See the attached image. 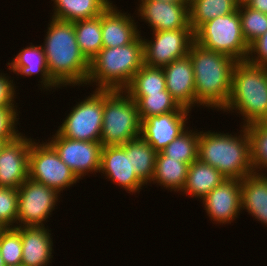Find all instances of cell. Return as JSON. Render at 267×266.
Instances as JSON below:
<instances>
[{"label":"cell","instance_id":"6da1fadb","mask_svg":"<svg viewBox=\"0 0 267 266\" xmlns=\"http://www.w3.org/2000/svg\"><path fill=\"white\" fill-rule=\"evenodd\" d=\"M46 33L42 48L52 80L60 89L86 86L89 61L79 49L73 22L51 18Z\"/></svg>","mask_w":267,"mask_h":266},{"label":"cell","instance_id":"7a4b0ae2","mask_svg":"<svg viewBox=\"0 0 267 266\" xmlns=\"http://www.w3.org/2000/svg\"><path fill=\"white\" fill-rule=\"evenodd\" d=\"M188 56L194 70L196 105L221 111L231 94L236 60L205 49L195 41L190 46Z\"/></svg>","mask_w":267,"mask_h":266},{"label":"cell","instance_id":"3957f363","mask_svg":"<svg viewBox=\"0 0 267 266\" xmlns=\"http://www.w3.org/2000/svg\"><path fill=\"white\" fill-rule=\"evenodd\" d=\"M240 134L200 131L198 159L216 168L226 179L242 180L252 174L250 138L245 126Z\"/></svg>","mask_w":267,"mask_h":266},{"label":"cell","instance_id":"277c9868","mask_svg":"<svg viewBox=\"0 0 267 266\" xmlns=\"http://www.w3.org/2000/svg\"><path fill=\"white\" fill-rule=\"evenodd\" d=\"M144 65V42L140 35L130 44L103 47L89 62L86 85L95 89L124 90Z\"/></svg>","mask_w":267,"mask_h":266},{"label":"cell","instance_id":"5b68a950","mask_svg":"<svg viewBox=\"0 0 267 266\" xmlns=\"http://www.w3.org/2000/svg\"><path fill=\"white\" fill-rule=\"evenodd\" d=\"M222 111L237 112L244 120L243 126L267 121V68L248 60L236 61L231 94Z\"/></svg>","mask_w":267,"mask_h":266},{"label":"cell","instance_id":"8992f818","mask_svg":"<svg viewBox=\"0 0 267 266\" xmlns=\"http://www.w3.org/2000/svg\"><path fill=\"white\" fill-rule=\"evenodd\" d=\"M137 103L124 90H104L102 146L123 145L140 136Z\"/></svg>","mask_w":267,"mask_h":266},{"label":"cell","instance_id":"52a82bcc","mask_svg":"<svg viewBox=\"0 0 267 266\" xmlns=\"http://www.w3.org/2000/svg\"><path fill=\"white\" fill-rule=\"evenodd\" d=\"M194 41L205 49L227 55L236 61L247 60L249 45L245 41L238 9L202 24L194 32Z\"/></svg>","mask_w":267,"mask_h":266},{"label":"cell","instance_id":"ba28073f","mask_svg":"<svg viewBox=\"0 0 267 266\" xmlns=\"http://www.w3.org/2000/svg\"><path fill=\"white\" fill-rule=\"evenodd\" d=\"M104 90L94 89L82 101L76 102L58 126L57 132L66 138L100 142L103 123Z\"/></svg>","mask_w":267,"mask_h":266},{"label":"cell","instance_id":"9c48e42d","mask_svg":"<svg viewBox=\"0 0 267 266\" xmlns=\"http://www.w3.org/2000/svg\"><path fill=\"white\" fill-rule=\"evenodd\" d=\"M28 178L57 190L60 194L79 179L47 142L33 141L29 150Z\"/></svg>","mask_w":267,"mask_h":266},{"label":"cell","instance_id":"30bf717a","mask_svg":"<svg viewBox=\"0 0 267 266\" xmlns=\"http://www.w3.org/2000/svg\"><path fill=\"white\" fill-rule=\"evenodd\" d=\"M18 214L16 227L45 226L49 216L57 206L60 193L46 186L27 179L18 189ZM46 221V222H45Z\"/></svg>","mask_w":267,"mask_h":266},{"label":"cell","instance_id":"8fae6325","mask_svg":"<svg viewBox=\"0 0 267 266\" xmlns=\"http://www.w3.org/2000/svg\"><path fill=\"white\" fill-rule=\"evenodd\" d=\"M152 40L143 39L144 64L151 67H164L169 63L188 56L194 42L191 28H180L152 32Z\"/></svg>","mask_w":267,"mask_h":266},{"label":"cell","instance_id":"7c38bea8","mask_svg":"<svg viewBox=\"0 0 267 266\" xmlns=\"http://www.w3.org/2000/svg\"><path fill=\"white\" fill-rule=\"evenodd\" d=\"M55 132L51 140L48 138V143L78 179L100 172L103 147L100 142L74 140Z\"/></svg>","mask_w":267,"mask_h":266},{"label":"cell","instance_id":"4fadbf2b","mask_svg":"<svg viewBox=\"0 0 267 266\" xmlns=\"http://www.w3.org/2000/svg\"><path fill=\"white\" fill-rule=\"evenodd\" d=\"M102 173L108 181L115 183L123 188L127 193H140L146 185L132 171L131 163V140L123 145L103 146L101 151V168Z\"/></svg>","mask_w":267,"mask_h":266},{"label":"cell","instance_id":"5bb4252c","mask_svg":"<svg viewBox=\"0 0 267 266\" xmlns=\"http://www.w3.org/2000/svg\"><path fill=\"white\" fill-rule=\"evenodd\" d=\"M137 17L147 22L152 32L191 28L190 3H174L159 0H138Z\"/></svg>","mask_w":267,"mask_h":266},{"label":"cell","instance_id":"9a60e30c","mask_svg":"<svg viewBox=\"0 0 267 266\" xmlns=\"http://www.w3.org/2000/svg\"><path fill=\"white\" fill-rule=\"evenodd\" d=\"M203 210L214 224H231L241 211V180L225 179L203 199ZM239 214V215H238Z\"/></svg>","mask_w":267,"mask_h":266},{"label":"cell","instance_id":"2e32d148","mask_svg":"<svg viewBox=\"0 0 267 266\" xmlns=\"http://www.w3.org/2000/svg\"><path fill=\"white\" fill-rule=\"evenodd\" d=\"M32 139L22 133L5 144L0 153V187L18 189L28 179Z\"/></svg>","mask_w":267,"mask_h":266},{"label":"cell","instance_id":"e0dca14e","mask_svg":"<svg viewBox=\"0 0 267 266\" xmlns=\"http://www.w3.org/2000/svg\"><path fill=\"white\" fill-rule=\"evenodd\" d=\"M191 112H170L141 120L140 136L156 152H161L186 128ZM188 116V117H187Z\"/></svg>","mask_w":267,"mask_h":266},{"label":"cell","instance_id":"ac0fdd59","mask_svg":"<svg viewBox=\"0 0 267 266\" xmlns=\"http://www.w3.org/2000/svg\"><path fill=\"white\" fill-rule=\"evenodd\" d=\"M162 69L166 78V90L177 103L189 110L196 107L195 78L190 57L175 60Z\"/></svg>","mask_w":267,"mask_h":266},{"label":"cell","instance_id":"d6986e66","mask_svg":"<svg viewBox=\"0 0 267 266\" xmlns=\"http://www.w3.org/2000/svg\"><path fill=\"white\" fill-rule=\"evenodd\" d=\"M111 5L101 14L103 47H117L132 43L141 33L138 22L116 5Z\"/></svg>","mask_w":267,"mask_h":266},{"label":"cell","instance_id":"ffe728a7","mask_svg":"<svg viewBox=\"0 0 267 266\" xmlns=\"http://www.w3.org/2000/svg\"><path fill=\"white\" fill-rule=\"evenodd\" d=\"M48 226H21V266H47L53 258V240Z\"/></svg>","mask_w":267,"mask_h":266},{"label":"cell","instance_id":"44dd1931","mask_svg":"<svg viewBox=\"0 0 267 266\" xmlns=\"http://www.w3.org/2000/svg\"><path fill=\"white\" fill-rule=\"evenodd\" d=\"M7 67V69L21 77L40 75L39 82L41 84L39 86L42 90L46 89V91H50L54 88L55 90L56 88H60L49 75L45 54L41 44L33 45L30 43L29 46L23 47L13 60L7 63Z\"/></svg>","mask_w":267,"mask_h":266},{"label":"cell","instance_id":"7402d4cb","mask_svg":"<svg viewBox=\"0 0 267 266\" xmlns=\"http://www.w3.org/2000/svg\"><path fill=\"white\" fill-rule=\"evenodd\" d=\"M241 210L267 227V173L253 172L241 180Z\"/></svg>","mask_w":267,"mask_h":266},{"label":"cell","instance_id":"603a6c76","mask_svg":"<svg viewBox=\"0 0 267 266\" xmlns=\"http://www.w3.org/2000/svg\"><path fill=\"white\" fill-rule=\"evenodd\" d=\"M225 179L216 168L197 159L188 167L186 183L181 194L198 200L200 198L201 201Z\"/></svg>","mask_w":267,"mask_h":266},{"label":"cell","instance_id":"cb8c5ba5","mask_svg":"<svg viewBox=\"0 0 267 266\" xmlns=\"http://www.w3.org/2000/svg\"><path fill=\"white\" fill-rule=\"evenodd\" d=\"M51 18L75 22L101 15L112 3L111 0H51Z\"/></svg>","mask_w":267,"mask_h":266},{"label":"cell","instance_id":"d4e9b609","mask_svg":"<svg viewBox=\"0 0 267 266\" xmlns=\"http://www.w3.org/2000/svg\"><path fill=\"white\" fill-rule=\"evenodd\" d=\"M188 163L180 162V159L167 157L162 151L157 152L153 178L150 184L163 186L168 191L181 192L185 186Z\"/></svg>","mask_w":267,"mask_h":266},{"label":"cell","instance_id":"484cf974","mask_svg":"<svg viewBox=\"0 0 267 266\" xmlns=\"http://www.w3.org/2000/svg\"><path fill=\"white\" fill-rule=\"evenodd\" d=\"M136 103L141 120L150 116L167 114L170 112H190L181 107L172 95L164 90L160 93H127Z\"/></svg>","mask_w":267,"mask_h":266},{"label":"cell","instance_id":"4316f807","mask_svg":"<svg viewBox=\"0 0 267 266\" xmlns=\"http://www.w3.org/2000/svg\"><path fill=\"white\" fill-rule=\"evenodd\" d=\"M241 0H190L189 24L195 32L202 24L230 14L238 9Z\"/></svg>","mask_w":267,"mask_h":266},{"label":"cell","instance_id":"83f0119b","mask_svg":"<svg viewBox=\"0 0 267 266\" xmlns=\"http://www.w3.org/2000/svg\"><path fill=\"white\" fill-rule=\"evenodd\" d=\"M81 53L90 62L103 48L101 15L73 22Z\"/></svg>","mask_w":267,"mask_h":266},{"label":"cell","instance_id":"f1b7e54d","mask_svg":"<svg viewBox=\"0 0 267 266\" xmlns=\"http://www.w3.org/2000/svg\"><path fill=\"white\" fill-rule=\"evenodd\" d=\"M157 152L141 136L131 140L132 171L148 185L154 174Z\"/></svg>","mask_w":267,"mask_h":266},{"label":"cell","instance_id":"f546056e","mask_svg":"<svg viewBox=\"0 0 267 266\" xmlns=\"http://www.w3.org/2000/svg\"><path fill=\"white\" fill-rule=\"evenodd\" d=\"M166 90V78L162 67L144 64L124 89L126 93H160Z\"/></svg>","mask_w":267,"mask_h":266},{"label":"cell","instance_id":"4dcf8cb0","mask_svg":"<svg viewBox=\"0 0 267 266\" xmlns=\"http://www.w3.org/2000/svg\"><path fill=\"white\" fill-rule=\"evenodd\" d=\"M245 127L250 138L253 171L265 174L267 172V121L253 122Z\"/></svg>","mask_w":267,"mask_h":266},{"label":"cell","instance_id":"1f68e13d","mask_svg":"<svg viewBox=\"0 0 267 266\" xmlns=\"http://www.w3.org/2000/svg\"><path fill=\"white\" fill-rule=\"evenodd\" d=\"M199 130H189V127L176 137L162 152L169 158L180 159L189 165L198 159Z\"/></svg>","mask_w":267,"mask_h":266},{"label":"cell","instance_id":"d6a6232c","mask_svg":"<svg viewBox=\"0 0 267 266\" xmlns=\"http://www.w3.org/2000/svg\"><path fill=\"white\" fill-rule=\"evenodd\" d=\"M242 34L250 45L267 31V14L251 9L242 0L238 5Z\"/></svg>","mask_w":267,"mask_h":266},{"label":"cell","instance_id":"836d02e7","mask_svg":"<svg viewBox=\"0 0 267 266\" xmlns=\"http://www.w3.org/2000/svg\"><path fill=\"white\" fill-rule=\"evenodd\" d=\"M0 253L6 266H21V226L5 228L0 234Z\"/></svg>","mask_w":267,"mask_h":266},{"label":"cell","instance_id":"e575fe53","mask_svg":"<svg viewBox=\"0 0 267 266\" xmlns=\"http://www.w3.org/2000/svg\"><path fill=\"white\" fill-rule=\"evenodd\" d=\"M17 214V189L0 187V224L5 228H15Z\"/></svg>","mask_w":267,"mask_h":266},{"label":"cell","instance_id":"d590c367","mask_svg":"<svg viewBox=\"0 0 267 266\" xmlns=\"http://www.w3.org/2000/svg\"><path fill=\"white\" fill-rule=\"evenodd\" d=\"M17 106L0 107V139H16L22 133L17 130L19 114ZM18 117V118H17Z\"/></svg>","mask_w":267,"mask_h":266},{"label":"cell","instance_id":"8d00e7d4","mask_svg":"<svg viewBox=\"0 0 267 266\" xmlns=\"http://www.w3.org/2000/svg\"><path fill=\"white\" fill-rule=\"evenodd\" d=\"M247 60L267 68V31L249 45Z\"/></svg>","mask_w":267,"mask_h":266},{"label":"cell","instance_id":"74e56055","mask_svg":"<svg viewBox=\"0 0 267 266\" xmlns=\"http://www.w3.org/2000/svg\"><path fill=\"white\" fill-rule=\"evenodd\" d=\"M13 82L9 74L0 73V107L16 106L17 86Z\"/></svg>","mask_w":267,"mask_h":266},{"label":"cell","instance_id":"f35d334b","mask_svg":"<svg viewBox=\"0 0 267 266\" xmlns=\"http://www.w3.org/2000/svg\"><path fill=\"white\" fill-rule=\"evenodd\" d=\"M251 9L267 14V0H242Z\"/></svg>","mask_w":267,"mask_h":266},{"label":"cell","instance_id":"ab89813d","mask_svg":"<svg viewBox=\"0 0 267 266\" xmlns=\"http://www.w3.org/2000/svg\"><path fill=\"white\" fill-rule=\"evenodd\" d=\"M12 140H14V139H0V153L3 149V147L5 146V144L9 141H12Z\"/></svg>","mask_w":267,"mask_h":266},{"label":"cell","instance_id":"60d3db41","mask_svg":"<svg viewBox=\"0 0 267 266\" xmlns=\"http://www.w3.org/2000/svg\"><path fill=\"white\" fill-rule=\"evenodd\" d=\"M159 1L174 2V3H190V0H159Z\"/></svg>","mask_w":267,"mask_h":266},{"label":"cell","instance_id":"b9f144b4","mask_svg":"<svg viewBox=\"0 0 267 266\" xmlns=\"http://www.w3.org/2000/svg\"><path fill=\"white\" fill-rule=\"evenodd\" d=\"M0 266H6L5 262H4V259L1 256V253H0Z\"/></svg>","mask_w":267,"mask_h":266},{"label":"cell","instance_id":"7bdbcfd3","mask_svg":"<svg viewBox=\"0 0 267 266\" xmlns=\"http://www.w3.org/2000/svg\"><path fill=\"white\" fill-rule=\"evenodd\" d=\"M5 229V227H3L1 224H0V234L1 232Z\"/></svg>","mask_w":267,"mask_h":266}]
</instances>
